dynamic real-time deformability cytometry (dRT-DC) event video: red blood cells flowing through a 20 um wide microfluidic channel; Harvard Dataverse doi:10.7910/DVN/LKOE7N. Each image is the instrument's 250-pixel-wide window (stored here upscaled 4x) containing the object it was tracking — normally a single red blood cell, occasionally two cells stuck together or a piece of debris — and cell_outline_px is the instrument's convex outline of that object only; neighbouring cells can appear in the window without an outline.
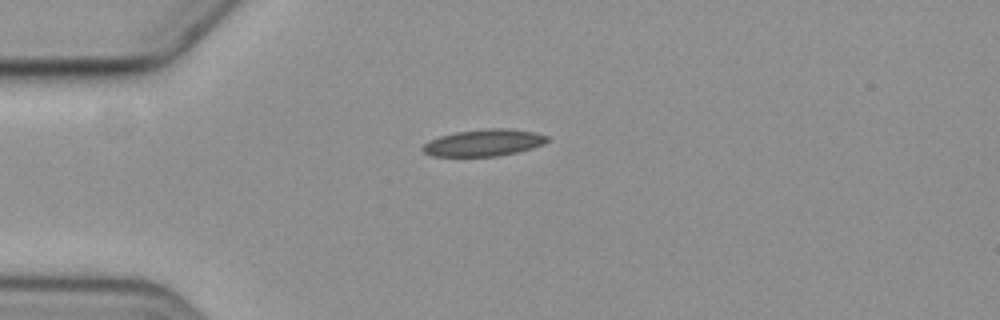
{"species": "common noctule bat (a hibernating species)", "species_latin": "Nyctalus noctula", "temperature_condition": "cold", "stored_images_in_passage": 3, "camera_frame_rate_fps": 3000, "um_per_image_px": 0.085, "animal": {"sex": "female", "body_mass_g": 19.3, "forearm_length_mm": 54.1}, "frame": {"image": 1, "passage_image": 1, "time_ms": 0.0, "image_size_px": [1000, 320], "cell_outline_px": [[548, 140], [544, 144], [532, 148], [516, 152], [496, 156], [432, 156], [424, 152], [420, 148], [428, 140], [440, 136], [456, 132], [484, 128], [508, 128], [536, 132], [548, 136]], "centroid_in_image_um": [41.12, 12.12], "position_along_channel_um": 43.9, "area_um2": 19.54}}